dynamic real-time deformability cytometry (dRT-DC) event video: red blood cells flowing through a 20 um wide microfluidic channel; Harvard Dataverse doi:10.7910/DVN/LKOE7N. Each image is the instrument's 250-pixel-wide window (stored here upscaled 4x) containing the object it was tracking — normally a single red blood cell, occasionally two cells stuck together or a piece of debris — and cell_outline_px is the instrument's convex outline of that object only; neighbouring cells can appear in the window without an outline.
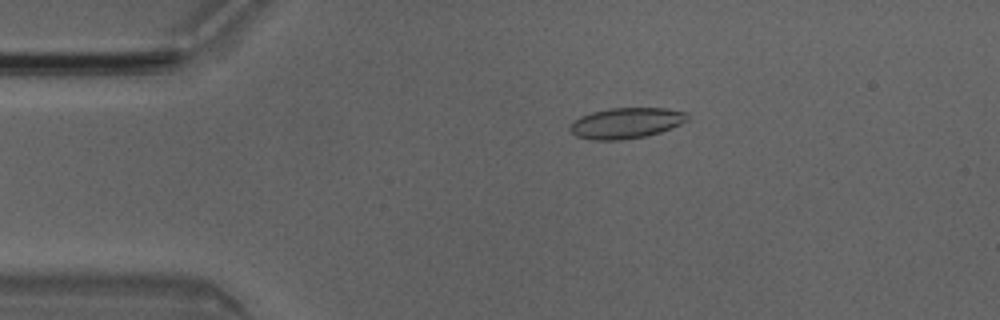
{"species": "Egyptian fruit bat (a non-hibernating species)", "species_latin": "Rousettus aegyptiacus", "temperature_condition": "room temperature", "stored_images_in_passage": 4, "camera_frame_rate_fps": 3000, "um_per_image_px": 0.085, "animal": {"sex": "male"}, "frame": {"image": 1, "passage_image": 3, "time_ms": 0.667, "image_size_px": [1000, 320], "cell_outline_px": [[688, 120], [672, 128], [660, 132], [644, 136], [620, 140], [592, 140], [576, 136], [568, 128], [572, 120], [580, 116], [592, 112], [608, 108], [664, 108], [688, 112]], "centroid_in_image_um": [53.2, 10.45], "position_along_channel_um": 31.8, "area_um2": 21.15}}